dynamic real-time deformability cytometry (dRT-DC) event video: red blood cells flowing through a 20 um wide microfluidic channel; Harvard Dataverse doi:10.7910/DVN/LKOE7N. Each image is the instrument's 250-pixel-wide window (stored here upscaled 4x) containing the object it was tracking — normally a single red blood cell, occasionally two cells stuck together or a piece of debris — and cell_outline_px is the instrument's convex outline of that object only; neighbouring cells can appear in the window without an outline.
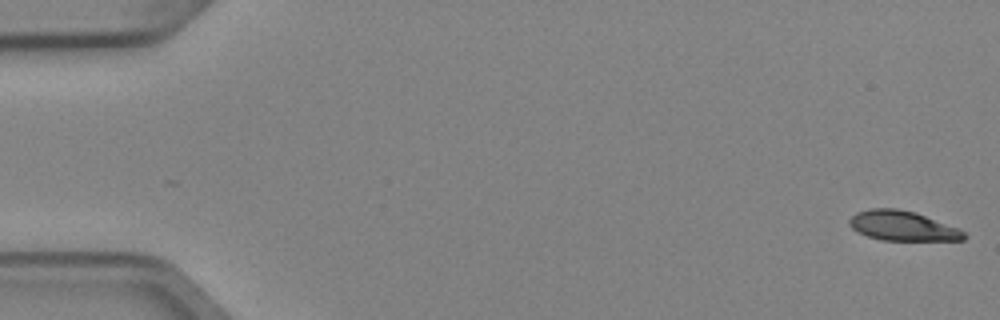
{"species": "Egyptian fruit bat (a non-hibernating species)", "species_latin": "Rousettus aegyptiacus", "temperature_condition": "cold", "stored_images_in_passage": 6, "segment_of_instrument_passage": [1, 2], "camera_frame_rate_fps": 3000, "um_per_image_px": 0.085, "animal": {"sex": "female"}, "frame": {"image": 1, "passage_image": 1, "time_ms": 0.0, "image_size_px": [1000, 320], "cell_outline_px": [[968, 236], [964, 240], [880, 240], [868, 236], [852, 228], [848, 224], [848, 220], [856, 212], [872, 208], [896, 208], [916, 212], [960, 228]], "centroid_in_image_um": [76.74, 19.19], "position_along_channel_um": 8.3, "area_um2": 20.0}}